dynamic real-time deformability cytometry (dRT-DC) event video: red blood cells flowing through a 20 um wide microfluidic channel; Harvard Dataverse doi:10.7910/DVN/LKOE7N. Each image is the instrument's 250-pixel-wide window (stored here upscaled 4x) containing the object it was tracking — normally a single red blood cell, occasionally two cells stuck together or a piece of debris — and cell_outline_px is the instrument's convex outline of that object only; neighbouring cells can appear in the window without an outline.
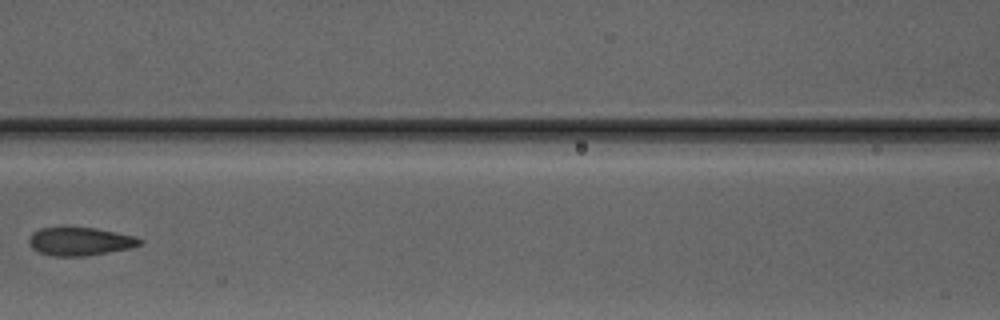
{"species": "Egyptian fruit bat (a non-hibernating species)", "species_latin": "Rousettus aegyptiacus", "temperature_condition": "warm", "stored_images_in_passage": 8, "camera_frame_rate_fps": 3000, "um_per_image_px": 0.085, "animal": {"sex": "male"}, "frame": {"image": 1, "passage_image": 7, "time_ms": 7.333, "image_size_px": [1000, 320], "cell_outline_px": [[144, 240], [140, 244], [128, 248], [108, 252], [84, 256], [52, 256], [40, 252], [32, 248], [28, 240], [32, 232], [40, 228], [96, 228], [132, 236]], "centroid_in_image_um": [6.76, 20.52], "position_along_channel_um": 159.8, "area_um2": 17.86}}
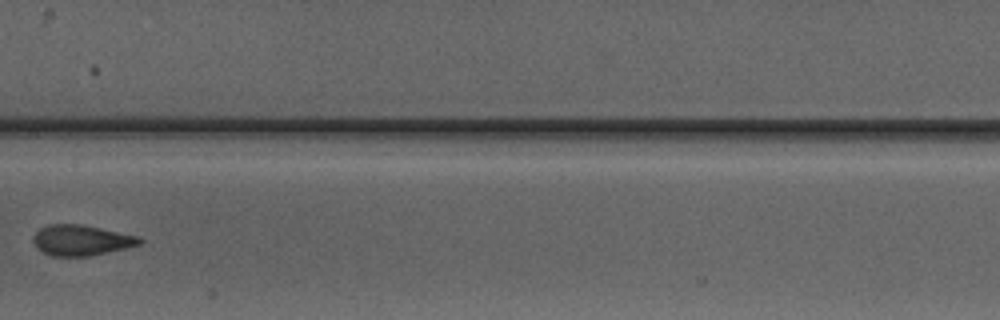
{"frame": {"image": 2, "passage_image": 8, "time_ms": 8.333, "image_size_px": [1000, 320], "cell_outline_px": [[144, 240], [140, 244], [128, 248], [92, 256], [52, 256], [36, 248], [32, 240], [36, 232], [40, 228], [48, 224], [80, 224], [140, 236]], "centroid_in_image_um": [6.93, 20.42], "position_along_channel_um": 200.5, "area_um2": 19.13}}